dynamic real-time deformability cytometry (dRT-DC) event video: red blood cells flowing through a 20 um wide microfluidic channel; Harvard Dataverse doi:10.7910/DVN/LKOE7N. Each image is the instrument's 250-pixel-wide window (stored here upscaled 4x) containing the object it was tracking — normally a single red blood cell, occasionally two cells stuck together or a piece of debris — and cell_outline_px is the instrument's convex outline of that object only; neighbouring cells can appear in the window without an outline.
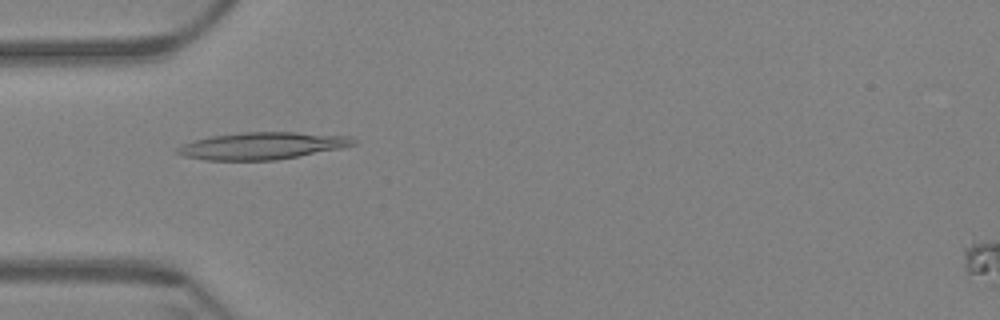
{"species": "Egyptian fruit bat (a non-hibernating species)", "species_latin": "Rousettus aegyptiacus", "temperature_condition": "warm", "stored_images_in_passage": 59, "camera_frame_rate_fps": 3000, "um_per_image_px": 0.085, "animal": {"sex": "female"}, "frame": {"image": 1, "passage_image": 18, "time_ms": 5.667, "image_size_px": [1000, 320], "cell_outline_px": [[356, 144], [340, 148], [276, 160], [204, 160], [184, 156], [176, 152], [176, 148], [180, 144], [212, 136], [244, 132], [296, 132], [348, 136], [356, 140]], "centroid_in_image_um": [22.25, 12.39], "position_along_channel_um": 62.7, "area_um2": 27.57}}
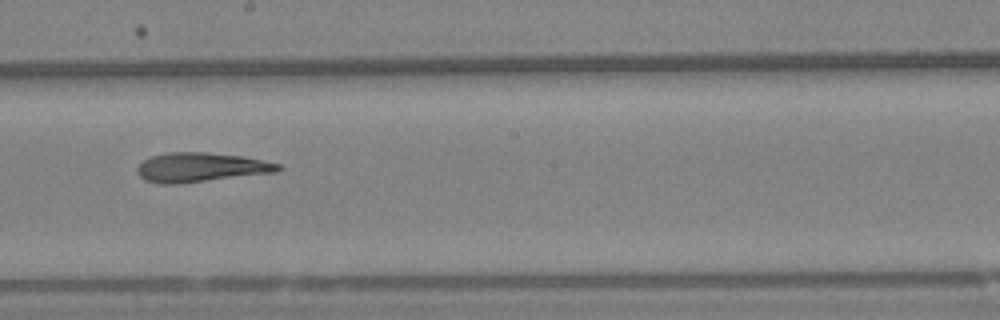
{"frame": {"image": 2, "passage_image": 33, "time_ms": 10.667, "image_size_px": [1000, 320], "cell_outline_px": [[284, 168], [276, 172], [180, 184], [156, 184], [144, 180], [136, 172], [136, 168], [144, 160], [152, 156], [168, 152], [208, 152], [244, 156], [264, 160], [280, 164]], "centroid_in_image_um": [17.07, 14.23], "position_along_channel_um": 231.1, "area_um2": 24.39}}
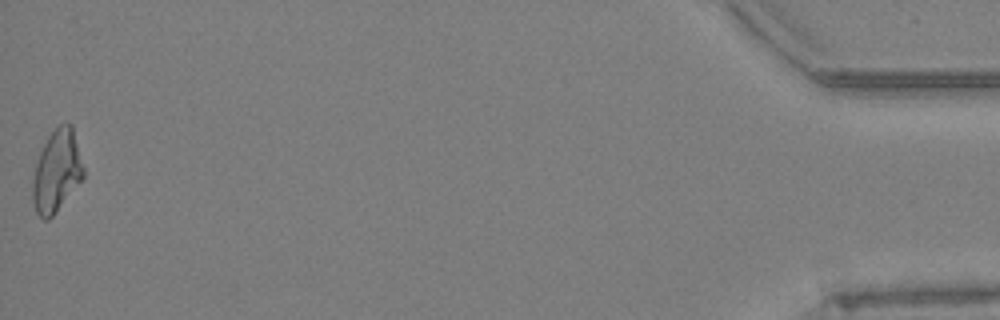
{"frame": {"image": 3, "passage_image": 59, "time_ms": 19.333, "image_size_px": [1000, 320], "cell_outline_px": [[84, 176], [52, 216], [48, 220], [44, 220], [36, 212], [32, 200], [32, 180], [36, 164], [40, 152], [48, 136], [60, 124], [72, 124], [84, 168]], "centroid_in_image_um": [4.81, 14.55], "position_along_channel_um": 430.4, "area_um2": 23.87}, "authors_computed_cell_mechanics": {"area_um2": 24.3338, "velocity_mm_per_s": 3.4076, "shape_relaxation_time_tau1_ms": null, "shape_relaxation_time_tau2_ms": 5.4965, "deformation_change_tau1": null, "deformation_change_tau2": 0.1647}}